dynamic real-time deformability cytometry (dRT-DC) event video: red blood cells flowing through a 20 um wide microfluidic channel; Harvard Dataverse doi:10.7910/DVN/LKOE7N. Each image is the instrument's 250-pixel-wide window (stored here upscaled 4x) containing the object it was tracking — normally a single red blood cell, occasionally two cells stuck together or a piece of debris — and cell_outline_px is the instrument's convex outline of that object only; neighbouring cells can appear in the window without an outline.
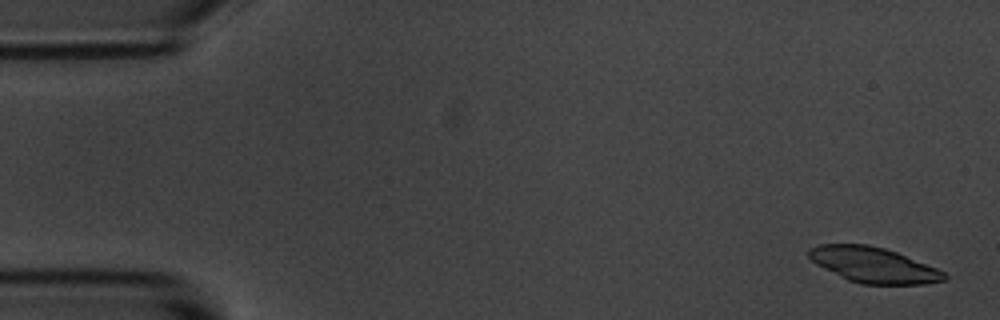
{"species": "common noctule bat (a hibernating species)", "species_latin": "Nyctalus noctula", "temperature_condition": "room temperature", "stored_images_in_passage": 5, "camera_frame_rate_fps": 3000, "um_per_image_px": 0.085, "animal": {"sex": "male", "body_mass_g": 20.1, "forearm_length_mm": 53.5}, "frame": {"image": 1, "passage_image": 1, "time_ms": 0.0, "image_size_px": [1000, 320], "cell_outline_px": [[948, 276], [944, 280], [924, 284], [860, 284], [848, 280], [816, 264], [808, 256], [808, 248], [820, 244], [868, 244], [884, 248], [896, 252], [936, 268], [944, 272]], "centroid_in_image_um": [74.22, 22.52], "position_along_channel_um": 10.8, "area_um2": 27.74}}